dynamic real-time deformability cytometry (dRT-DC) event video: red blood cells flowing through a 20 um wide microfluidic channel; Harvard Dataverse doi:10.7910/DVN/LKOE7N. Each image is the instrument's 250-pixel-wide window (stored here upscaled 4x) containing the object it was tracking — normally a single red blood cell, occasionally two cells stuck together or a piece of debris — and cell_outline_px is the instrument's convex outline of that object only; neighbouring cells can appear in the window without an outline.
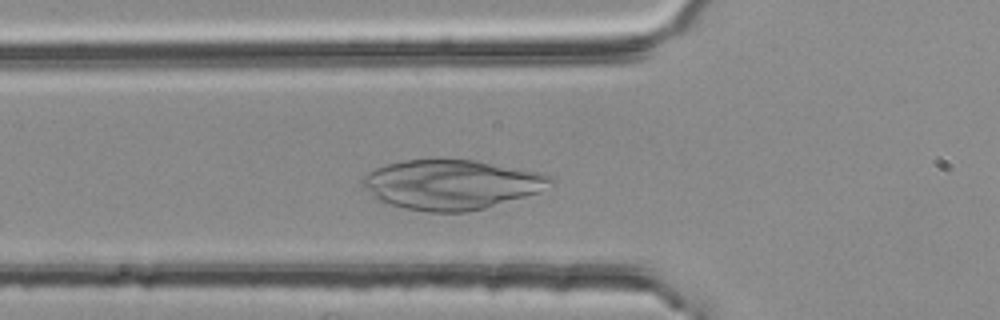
{"species": "common noctule bat (a hibernating species)", "species_latin": "Nyctalus noctula", "temperature_condition": "room temperature", "stored_images_in_passage": 39, "camera_frame_rate_fps": 3000, "um_per_image_px": 0.085, "animal": {"sex": "female", "body_mass_g": 25.1}, "frame": {"image": 1, "passage_image": 12, "time_ms": 3.667, "image_size_px": [1000, 320], "cell_outline_px": [[556, 184], [540, 192], [484, 208], [468, 212], [428, 212], [404, 208], [376, 200], [360, 184], [360, 180], [368, 172], [376, 168], [388, 164], [404, 160], [472, 160], [536, 172], [552, 176], [556, 180]], "centroid_in_image_um": [38.36, 15.7], "position_along_channel_um": 87.4, "area_um2": 54.33}}
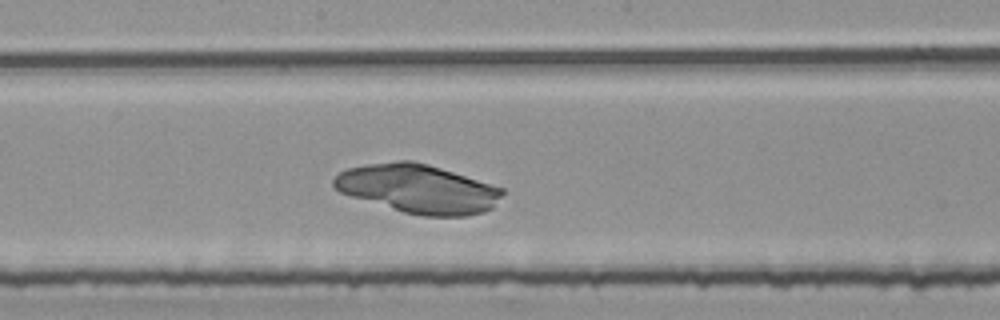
{"frame": {"image": 2, "passage_image": 22, "time_ms": 7.0, "image_size_px": [1000, 320], "cell_outline_px": [[504, 192], [492, 208], [484, 212], [468, 216], [424, 216], [404, 212], [352, 196], [340, 192], [332, 184], [332, 180], [340, 172], [348, 168], [368, 164], [396, 160], [412, 160], [428, 164], [504, 188]], "centroid_in_image_um": [35.55, 16.04], "position_along_channel_um": 212.7, "area_um2": 47.51}}
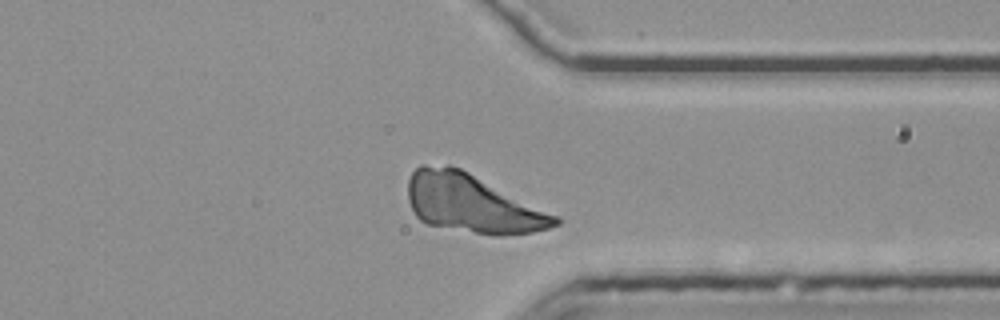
{"frame": {"image": 3, "passage_image": 35, "time_ms": 11.333, "image_size_px": [1000, 320], "cell_outline_px": [[560, 224], [548, 228], [532, 232], [500, 236], [496, 236], [428, 224], [420, 220], [416, 216], [408, 200], [408, 180], [412, 172], [420, 164], [448, 164], [460, 168], [560, 216]], "centroid_in_image_um": [40.14, 17.28], "position_along_channel_um": 371.3, "area_um2": 50.17}}